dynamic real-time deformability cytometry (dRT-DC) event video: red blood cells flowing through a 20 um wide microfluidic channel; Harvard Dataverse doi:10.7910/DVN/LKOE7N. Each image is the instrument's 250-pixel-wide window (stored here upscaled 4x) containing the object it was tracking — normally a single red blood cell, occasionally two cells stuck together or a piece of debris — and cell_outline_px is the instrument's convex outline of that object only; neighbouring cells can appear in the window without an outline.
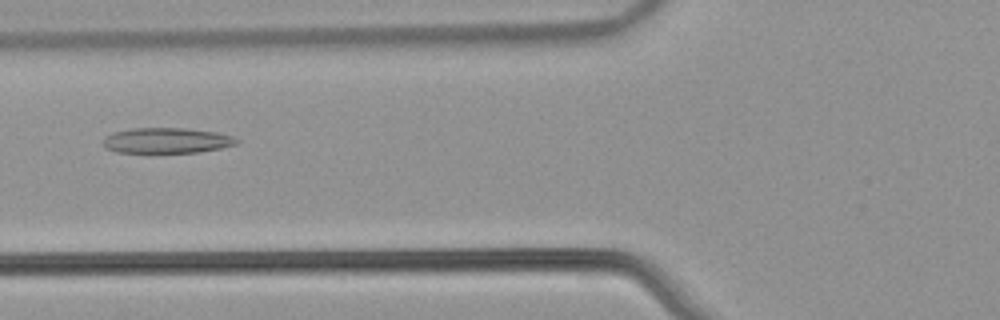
{"species": "common noctule bat (a hibernating species)", "species_latin": "Nyctalus noctula", "temperature_condition": "warm", "stored_images_in_passage": 53, "camera_frame_rate_fps": 3000, "um_per_image_px": 0.085, "animal": {"sex": "male", "body_mass_g": 21.5, "forearm_length_mm": 52.0}, "frame": {"image": 1, "passage_image": 21, "time_ms": 6.667, "image_size_px": [1000, 320], "cell_outline_px": [[240, 140], [236, 144], [220, 148], [200, 152], [116, 152], [104, 148], [104, 136], [112, 132], [132, 128], [184, 128], [216, 132], [232, 136]], "centroid_in_image_um": [14.14, 11.94], "position_along_channel_um": 111.7, "area_um2": 19.77}}
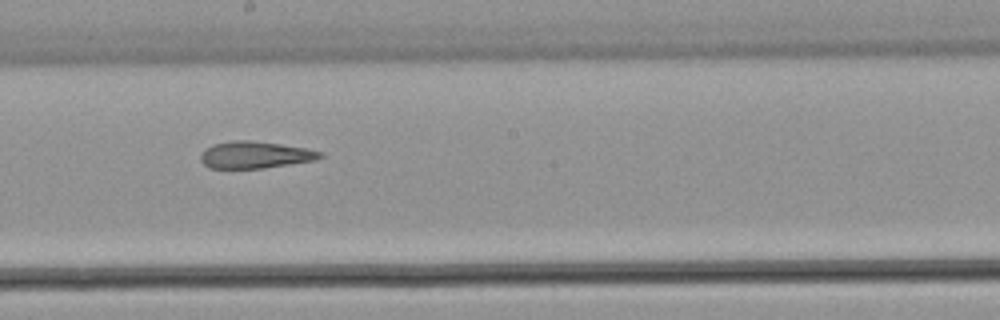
{"frame": {"image": 2, "passage_image": 30, "time_ms": 9.667, "image_size_px": [1000, 320], "cell_outline_px": [[324, 156], [312, 160], [264, 168], [208, 168], [200, 160], [200, 152], [204, 148], [212, 144], [232, 140], [252, 140], [280, 144], [304, 148], [324, 152]], "centroid_in_image_um": [21.61, 13.15], "position_along_channel_um": 226.6, "area_um2": 18.79}}
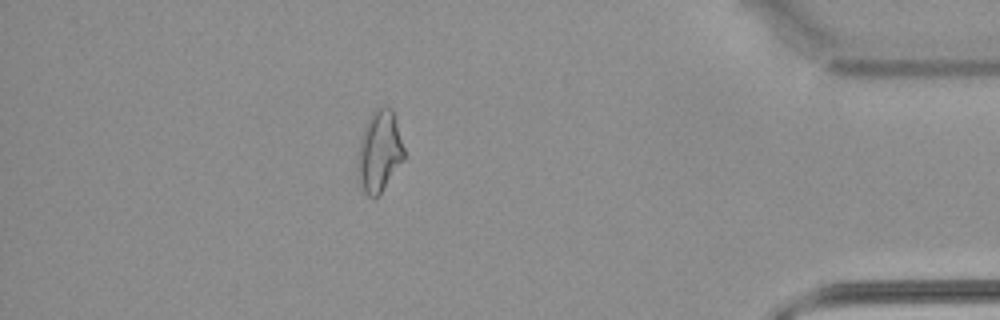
{"frame": {"image": 3, "passage_image": 47, "time_ms": 15.333, "image_size_px": [1000, 320], "cell_outline_px": [[404, 160], [380, 192], [372, 200], [364, 192], [360, 184], [356, 168], [356, 164], [360, 140], [364, 128], [372, 112], [376, 108], [384, 104], [388, 104], [392, 108], [396, 116], [404, 148]], "centroid_in_image_um": [32.25, 12.82], "position_along_channel_um": 403.0, "area_um2": 22.25}, "authors_computed_cell_mechanics": {"area_um2": 21.1548, "velocity_mm_per_s": 3.8328, "shape_relaxation_time_tau1_ms": null, "shape_relaxation_time_tau2_ms": 7.1568, "deformation_change_tau1": null, "deformation_change_tau2": 0.1737}}